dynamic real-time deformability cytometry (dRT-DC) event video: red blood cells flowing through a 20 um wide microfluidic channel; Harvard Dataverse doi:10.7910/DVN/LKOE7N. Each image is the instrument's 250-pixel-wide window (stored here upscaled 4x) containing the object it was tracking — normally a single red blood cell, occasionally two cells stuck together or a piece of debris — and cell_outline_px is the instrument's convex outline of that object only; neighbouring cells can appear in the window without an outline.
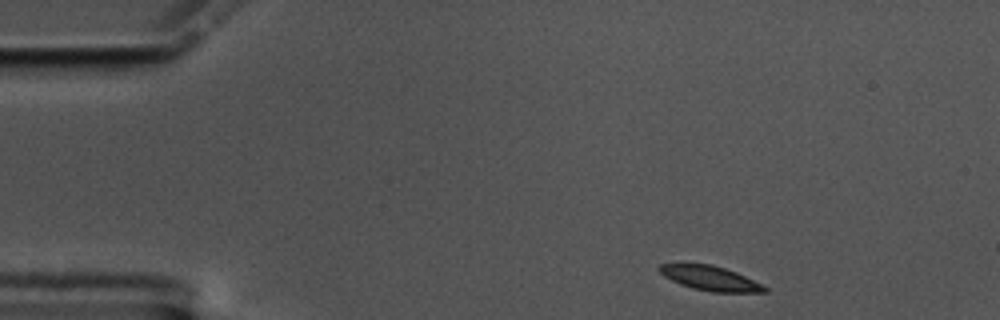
{"species": "common noctule bat (a hibernating species)", "species_latin": "Nyctalus noctula", "temperature_condition": "cold", "stored_images_in_passage": 51, "camera_frame_rate_fps": 3000, "um_per_image_px": 0.085, "animal": {"sex": "male", "body_mass_g": 17.5, "forearm_length_mm": 52.3}, "frame": {"image": 1, "passage_image": 1, "time_ms": 0.0, "image_size_px": [1000, 320], "cell_outline_px": [[768, 292], [712, 292], [692, 288], [680, 284], [664, 276], [656, 268], [660, 264], [712, 264], [736, 272], [768, 288]], "centroid_in_image_um": [60.34, 23.65], "position_along_channel_um": 24.7, "area_um2": 14.85}}
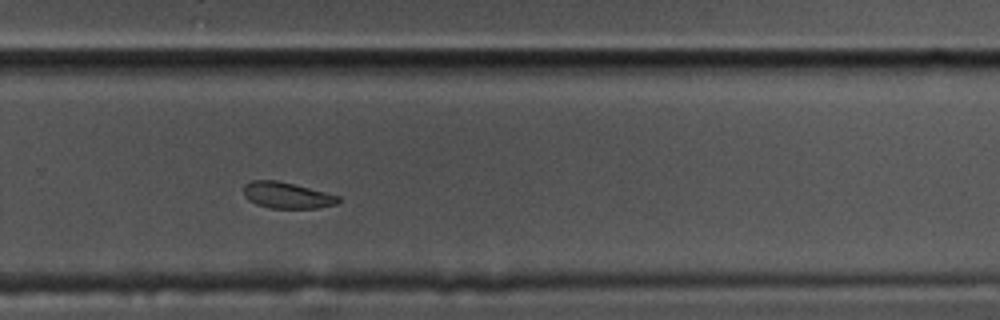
{"frame": {"image": 2, "passage_image": 32, "time_ms": 10.333, "image_size_px": [1000, 320], "cell_outline_px": [[340, 200], [336, 204], [316, 208], [272, 208], [256, 204], [248, 200], [244, 196], [244, 184], [252, 180], [276, 180], [296, 184], [340, 196]], "centroid_in_image_um": [24.38, 16.59], "position_along_channel_um": 305.4, "area_um2": 14.51}}
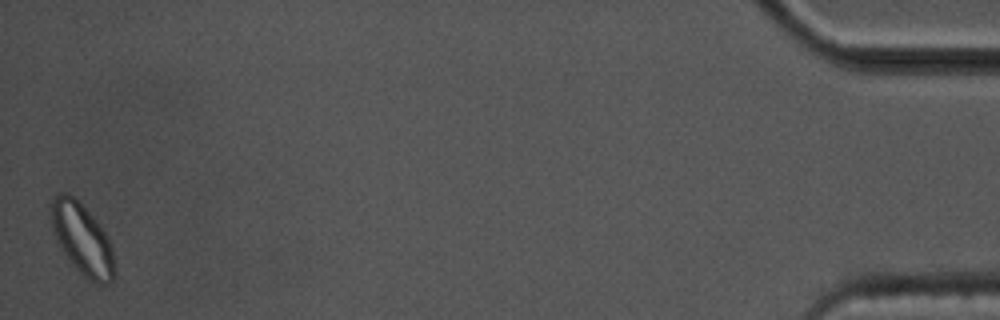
{"frame": {"image": 3, "passage_image": 51, "time_ms": 16.667, "image_size_px": [1000, 320], "cell_outline_px": [[116, 276], [108, 284], [100, 284], [84, 276], [68, 260], [60, 248], [52, 232], [48, 212], [52, 196], [56, 192], [68, 192], [100, 224], [108, 236], [112, 248], [116, 272]], "centroid_in_image_um": [6.95, 20.29], "position_along_channel_um": 428.3, "area_um2": 26.88}, "authors_computed_cell_mechanics": {"area_um2": 16.0106, "velocity_mm_per_s": 3.4008, "shape_relaxation_time_tau1_ms": 2.4849, "shape_relaxation_time_tau2_ms": null, "deformation_change_tau1": 0.1164, "deformation_change_tau2": null}}